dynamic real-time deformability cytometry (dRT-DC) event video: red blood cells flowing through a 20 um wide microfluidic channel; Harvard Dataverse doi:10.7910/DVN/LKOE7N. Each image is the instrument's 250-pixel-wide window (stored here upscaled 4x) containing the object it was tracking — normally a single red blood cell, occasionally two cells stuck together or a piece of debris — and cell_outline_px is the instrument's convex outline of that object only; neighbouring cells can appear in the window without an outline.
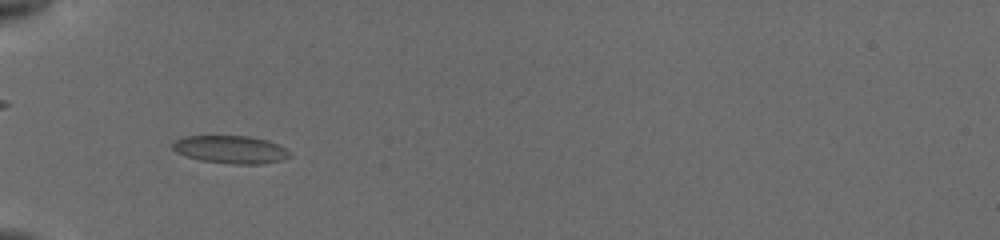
{"species": "common noctule bat (a hibernating species)", "species_latin": "Nyctalus noctula", "temperature_condition": "cold", "stored_images_in_passage": 41, "camera_frame_rate_fps": 3000, "um_per_image_px": 0.085, "animal": {"sex": "female", "body_mass_g": 19.5, "forearm_length_mm": 54.1}, "frame": {"image": 1, "passage_image": 12, "time_ms": 6.0, "image_size_px": [1000, 240], "cell_outline_px": [[292, 156], [280, 160], [264, 164], [232, 164], [200, 160], [176, 152], [172, 148], [172, 140], [184, 136], [248, 136], [268, 140], [280, 144], [292, 152]], "centroid_in_image_um": [19.64, 12.7], "position_along_channel_um": 65.4, "area_um2": 19.25}}
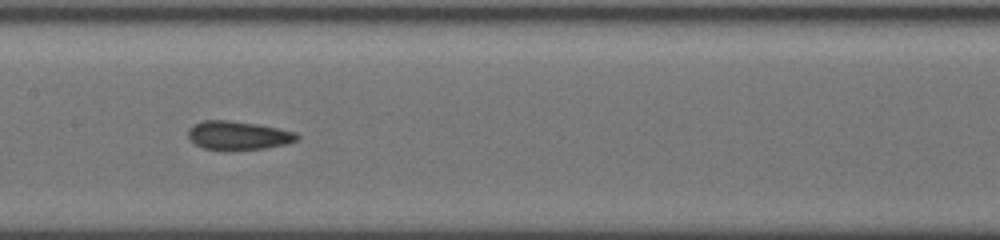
{"frame": {"image": 2, "passage_image": 20, "time_ms": 9.333, "image_size_px": [1000, 240], "cell_outline_px": [[300, 140], [288, 144], [264, 148], [228, 152], [220, 152], [204, 148], [196, 144], [188, 136], [188, 128], [204, 120], [228, 120], [256, 124], [296, 132], [300, 136]], "centroid_in_image_um": [20.27, 11.55], "position_along_channel_um": 187.1, "area_um2": 18.61}}
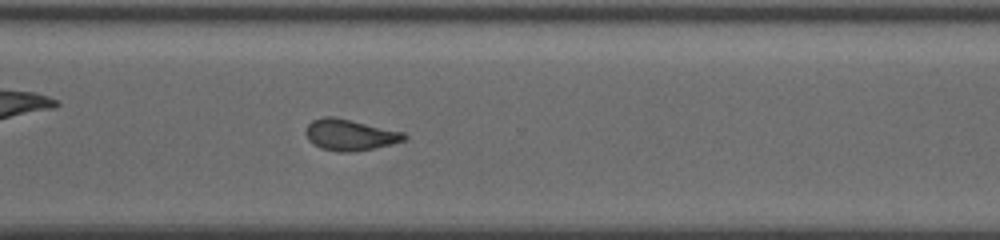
{"frame": {"image": 3, "passage_image": 30, "time_ms": 13.333, "image_size_px": [1000, 240], "cell_outline_px": [[408, 136], [404, 140], [392, 144], [352, 152], [340, 152], [320, 148], [312, 144], [308, 140], [304, 132], [308, 124], [312, 120], [324, 116], [332, 116], [404, 132]], "centroid_in_image_um": [29.7, 11.46], "position_along_channel_um": 340.9, "area_um2": 17.86}, "authors_computed_cell_mechanics": {"area_um2": 17.9758, "velocity_mm_per_s": 3.8537, "shape_relaxation_time_tau1_ms": null, "shape_relaxation_time_tau2_ms": 2.9927, "deformation_change_tau1": null, "deformation_change_tau2": 0.1015}}